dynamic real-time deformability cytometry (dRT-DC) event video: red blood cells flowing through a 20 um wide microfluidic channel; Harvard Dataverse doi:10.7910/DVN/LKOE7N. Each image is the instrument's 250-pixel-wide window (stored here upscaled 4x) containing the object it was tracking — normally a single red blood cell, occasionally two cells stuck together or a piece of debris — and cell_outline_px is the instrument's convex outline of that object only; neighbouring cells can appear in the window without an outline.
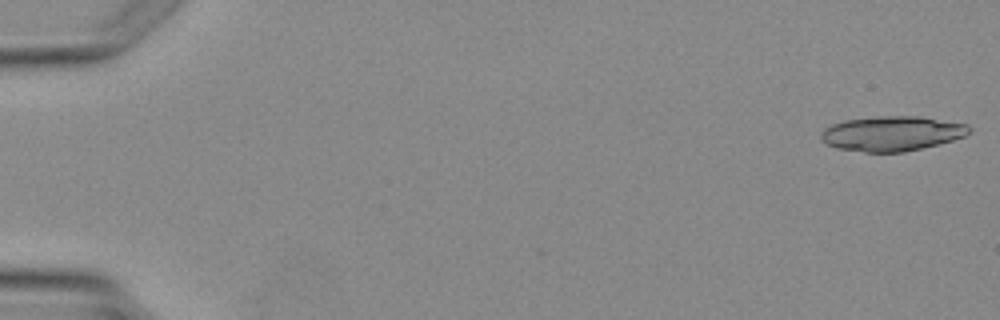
{"species": "Egyptian fruit bat (a non-hibernating species)", "species_latin": "Rousettus aegyptiacus", "temperature_condition": "warm", "stored_images_in_passage": 4, "segment_of_instrument_passage": [2, 2], "camera_frame_rate_fps": 3000, "um_per_image_px": 0.085, "animal": {"sex": "female"}, "frame": {"image": 1, "passage_image": 4, "time_ms": 3.667, "image_size_px": [1000, 320], "cell_outline_px": [[972, 128], [964, 136], [952, 140], [904, 152], [864, 152], [836, 148], [820, 140], [820, 136], [824, 128], [832, 124], [844, 120], [880, 116], [920, 116], [968, 124]], "centroid_in_image_um": [75.79, 11.34], "position_along_channel_um": 9.2, "area_um2": 30.0}}